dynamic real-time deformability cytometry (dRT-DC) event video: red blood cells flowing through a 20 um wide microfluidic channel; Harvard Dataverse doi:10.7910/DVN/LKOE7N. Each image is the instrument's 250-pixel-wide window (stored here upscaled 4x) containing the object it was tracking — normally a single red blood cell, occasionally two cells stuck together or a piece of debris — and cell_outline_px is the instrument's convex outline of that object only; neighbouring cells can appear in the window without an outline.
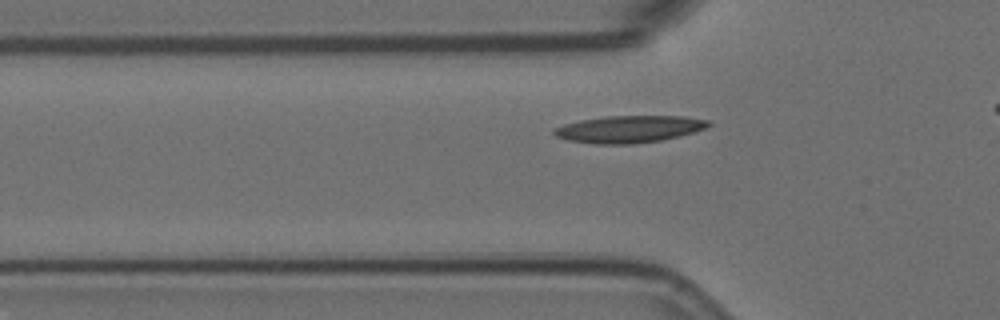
{"species": "Egyptian fruit bat (a non-hibernating species)", "species_latin": "Rousettus aegyptiacus", "temperature_condition": "room temperature", "stored_images_in_passage": 41, "camera_frame_rate_fps": 3000, "um_per_image_px": 0.085, "animal": {"sex": "female"}, "frame": {"image": 1, "passage_image": 13, "time_ms": 4.0, "image_size_px": [1000, 320], "cell_outline_px": [[712, 124], [704, 128], [680, 136], [660, 140], [632, 144], [596, 144], [568, 140], [556, 136], [552, 132], [552, 128], [564, 124], [580, 120], [604, 116], [684, 116], [708, 120]], "centroid_in_image_um": [53.43, 10.97], "position_along_channel_um": 72.4, "area_um2": 24.33}}
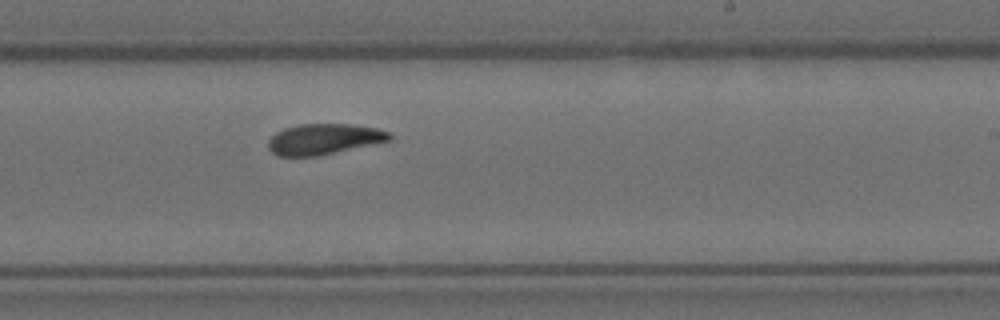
{"frame": {"image": 2, "passage_image": 29, "time_ms": 9.333, "image_size_px": [1000, 320], "cell_outline_px": [[392, 140], [316, 156], [276, 156], [268, 148], [268, 140], [276, 132], [284, 128], [300, 124], [352, 124], [376, 128], [388, 132], [392, 136]], "centroid_in_image_um": [27.51, 11.82], "position_along_channel_um": 261.5, "area_um2": 21.62}}
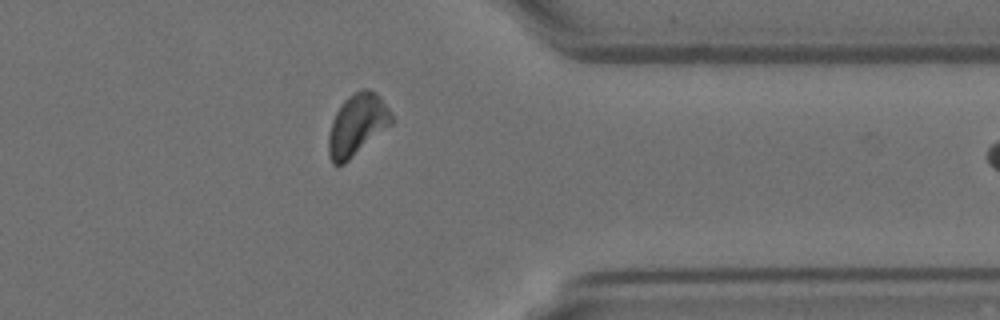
{"frame": {"image": 3, "passage_image": 40, "time_ms": 13.0, "image_size_px": [1000, 320], "cell_outline_px": [[396, 120], [392, 124], [344, 164], [332, 164], [328, 156], [328, 136], [332, 120], [336, 112], [344, 100], [348, 96], [360, 88], [368, 88], [376, 92], [380, 96]], "centroid_in_image_um": [30.37, 10.59], "position_along_channel_um": 381.0, "area_um2": 22.83}}